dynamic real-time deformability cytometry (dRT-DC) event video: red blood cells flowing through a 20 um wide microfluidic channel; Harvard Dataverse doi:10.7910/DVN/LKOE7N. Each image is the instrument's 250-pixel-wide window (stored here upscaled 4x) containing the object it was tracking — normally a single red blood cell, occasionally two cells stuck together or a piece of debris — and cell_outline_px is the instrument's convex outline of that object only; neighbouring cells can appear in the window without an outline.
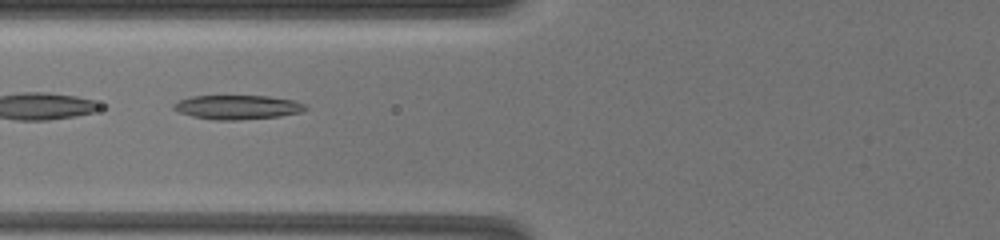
{"species": "common noctule bat (a hibernating species)", "species_latin": "Nyctalus noctula", "temperature_condition": "warm", "stored_images_in_passage": 48, "segment_of_instrument_passage": [2, 2], "camera_frame_rate_fps": 3000, "um_per_image_px": 0.085, "animal": {"sex": "female", "body_mass_g": 19.5, "forearm_length_mm": 54.1}, "frame": {"image": 1, "passage_image": 27, "time_ms": 9.333, "image_size_px": [1000, 240], "cell_outline_px": [[308, 108], [304, 112], [280, 116], [236, 120], [216, 120], [192, 116], [180, 112], [172, 108], [172, 104], [180, 100], [192, 96], [268, 96], [292, 100], [304, 104]], "centroid_in_image_um": [20.2, 9.11], "position_along_channel_um": 105.6, "area_um2": 18.5}}